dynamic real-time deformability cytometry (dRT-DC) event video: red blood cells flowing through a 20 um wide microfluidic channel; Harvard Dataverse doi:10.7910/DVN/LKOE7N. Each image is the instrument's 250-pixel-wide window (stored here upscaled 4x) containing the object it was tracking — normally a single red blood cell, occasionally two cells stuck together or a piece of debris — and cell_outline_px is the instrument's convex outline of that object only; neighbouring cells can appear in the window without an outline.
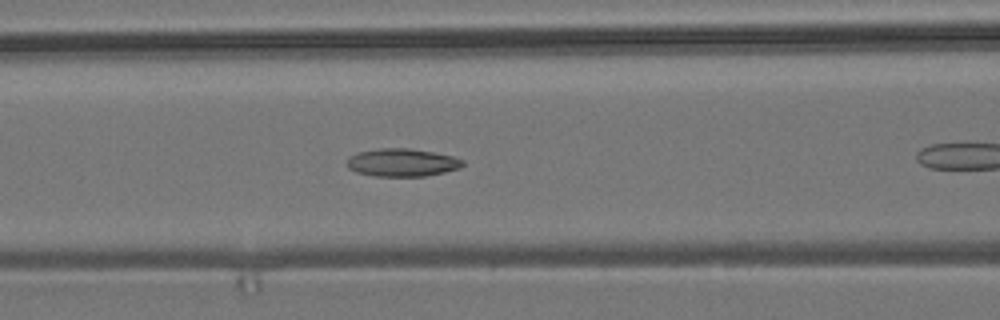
{"species": "common noctule bat (a hibernating species)", "species_latin": "Nyctalus noctula", "temperature_condition": "room temperature", "stored_images_in_passage": 37, "camera_frame_rate_fps": 3000, "um_per_image_px": 0.085, "animal": {"sex": "male", "body_mass_g": 19.2, "forearm_length_mm": 51.8}, "frame": {"image": 1, "passage_image": 11, "time_ms": 3.333, "image_size_px": [1000, 320], "cell_outline_px": [[464, 164], [460, 168], [444, 172], [424, 176], [376, 176], [356, 172], [348, 168], [348, 156], [356, 152], [380, 148], [408, 148], [432, 152], [452, 156], [464, 160]], "centroid_in_image_um": [34.16, 13.81], "position_along_channel_um": 132.4, "area_um2": 18.79}}
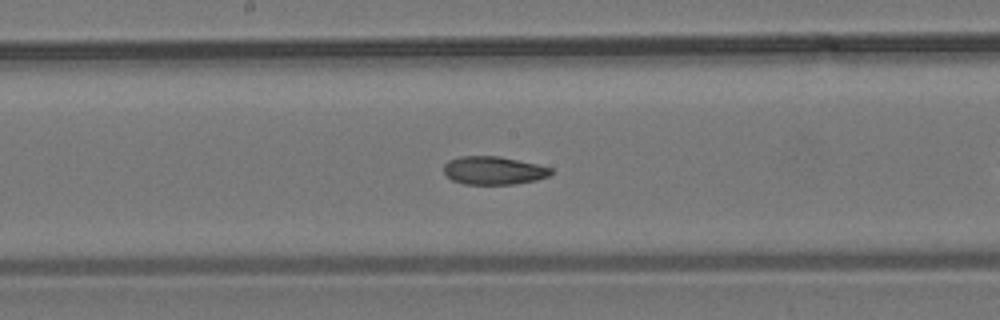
{"frame": {"image": 2, "passage_image": 17, "time_ms": 5.333, "image_size_px": [1000, 320], "cell_outline_px": [[552, 172], [548, 176], [536, 180], [512, 184], [464, 184], [452, 180], [444, 172], [444, 164], [448, 160], [460, 156], [500, 156], [536, 164], [552, 168]], "centroid_in_image_um": [41.93, 14.48], "position_along_channel_um": 206.3, "area_um2": 17.51}}
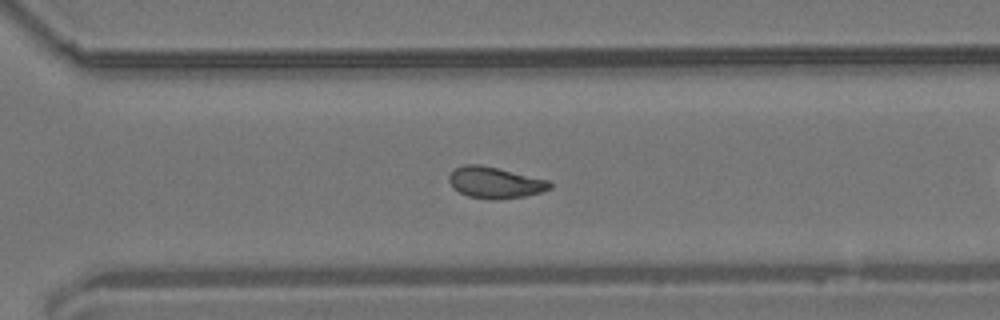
{"frame": {"image": 3, "passage_image": 27, "time_ms": 8.667, "image_size_px": [1000, 320], "cell_outline_px": [[552, 188], [540, 192], [524, 196], [496, 200], [488, 200], [468, 196], [452, 188], [448, 180], [448, 176], [456, 168], [464, 164], [480, 164], [548, 180], [552, 184]], "centroid_in_image_um": [42.04, 15.53], "position_along_channel_um": 328.6, "area_um2": 18.38}, "authors_computed_cell_mechanics": {"area_um2": 18.207, "velocity_mm_per_s": 3.6834, "shape_relaxation_time_tau1_ms": 9.4936, "shape_relaxation_time_tau2_ms": 1.3944, "deformation_change_tau1": 0.1775, "deformation_change_tau2": 0.0538}}